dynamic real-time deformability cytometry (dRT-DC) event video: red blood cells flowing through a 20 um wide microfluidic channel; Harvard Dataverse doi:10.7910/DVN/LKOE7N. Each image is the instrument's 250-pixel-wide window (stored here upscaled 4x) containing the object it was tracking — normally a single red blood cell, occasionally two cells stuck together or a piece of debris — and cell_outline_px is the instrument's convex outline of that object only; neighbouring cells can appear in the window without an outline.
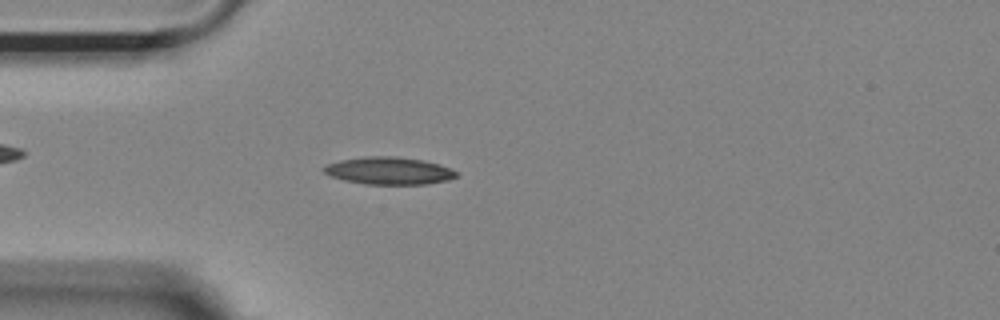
{"species": "Egyptian fruit bat (a non-hibernating species)", "species_latin": "Rousettus aegyptiacus", "temperature_condition": "room temperature", "stored_images_in_passage": 53, "camera_frame_rate_fps": 3000, "um_per_image_px": 0.085, "animal": {"sex": "female"}, "frame": {"image": 1, "passage_image": 14, "time_ms": 4.333, "image_size_px": [1000, 320], "cell_outline_px": [[456, 176], [448, 180], [428, 184], [364, 184], [344, 180], [332, 176], [324, 172], [324, 168], [328, 164], [340, 160], [364, 156], [392, 156], [424, 160], [440, 164], [456, 172]], "centroid_in_image_um": [33.06, 14.51], "position_along_channel_um": 51.9, "area_um2": 20.98}}
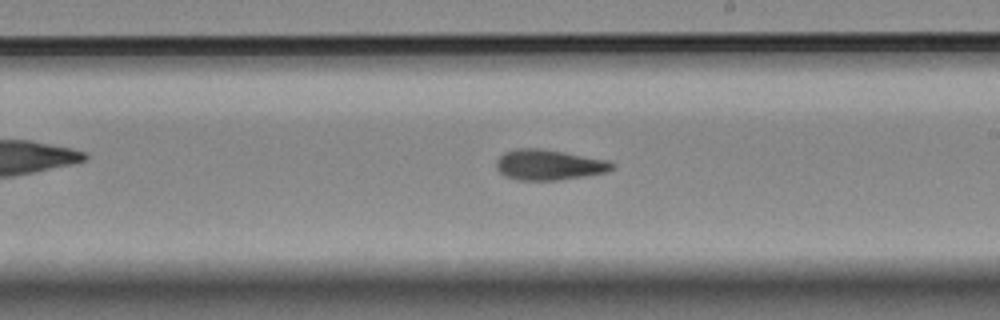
{"frame": {"image": 2, "passage_image": 30, "time_ms": 9.667, "image_size_px": [1000, 320], "cell_outline_px": [[612, 168], [604, 172], [584, 176], [556, 180], [516, 180], [504, 176], [496, 168], [496, 160], [504, 152], [516, 148], [540, 148], [564, 152], [608, 160], [612, 164]], "centroid_in_image_um": [46.58, 14.0], "position_along_channel_um": 242.4, "area_um2": 20.4}}
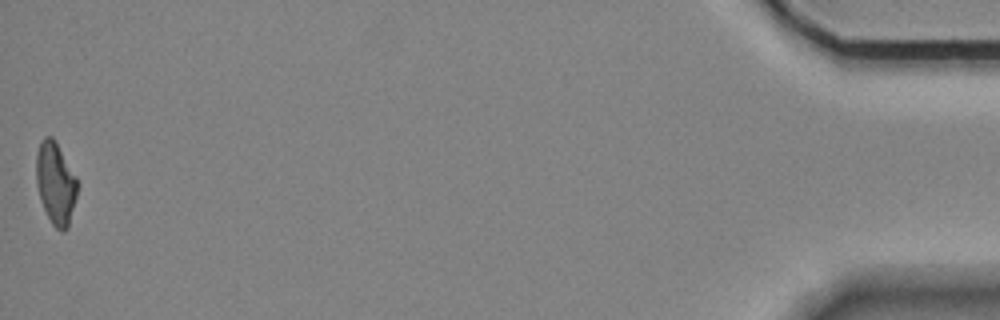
{"frame": {"image": 3, "passage_image": 53, "time_ms": 17.333, "image_size_px": [1000, 320], "cell_outline_px": [[80, 184], [68, 228], [64, 232], [60, 232], [52, 224], [40, 200], [36, 180], [36, 156], [40, 140], [44, 136], [52, 136], [76, 176]], "centroid_in_image_um": [4.74, 15.59], "position_along_channel_um": 430.5, "area_um2": 19.88}, "authors_computed_cell_mechanics": {"area_um2": 19.8832, "velocity_mm_per_s": 3.6932, "shape_relaxation_time_tau1_ms": 5.8167, "shape_relaxation_time_tau2_ms": 5.0393, "deformation_change_tau1": 0.1766, "deformation_change_tau2": 0.1476}}